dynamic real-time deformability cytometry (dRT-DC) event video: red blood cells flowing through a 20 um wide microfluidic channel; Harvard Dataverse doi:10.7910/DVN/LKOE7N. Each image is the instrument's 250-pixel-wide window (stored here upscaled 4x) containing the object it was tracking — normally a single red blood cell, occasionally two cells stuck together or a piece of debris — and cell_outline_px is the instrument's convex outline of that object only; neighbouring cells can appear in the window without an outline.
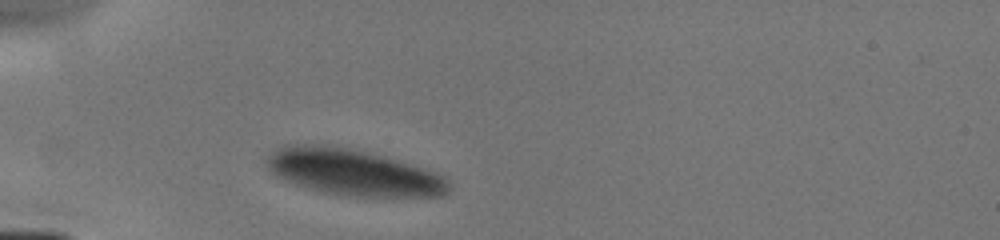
{"species": "human", "species_latin": "Homo sapiens", "temperature_condition": "cold", "stored_images_in_passage": 36, "camera_frame_rate_fps": 3000, "um_per_image_px": 0.085, "donor": {"sex": "male"}, "frame": {"image": 1, "passage_image": 1, "time_ms": 0.0, "image_size_px": [1000, 240], "cell_outline_px": [[452, 192], [444, 196], [340, 196], [320, 192], [284, 180], [276, 176], [268, 168], [268, 156], [276, 148], [284, 144], [332, 144], [372, 152], [424, 168], [436, 172], [444, 176], [452, 184]], "centroid_in_image_um": [30.06, 14.64], "position_along_channel_um": 54.9, "area_um2": 49.88}}
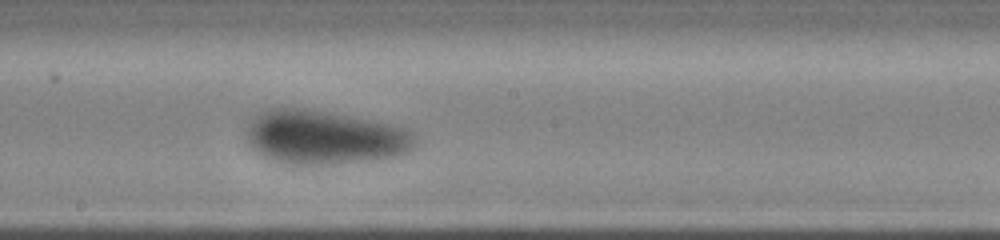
{"frame": {"image": 2, "passage_image": 15, "time_ms": 4.333, "image_size_px": [1000, 240], "cell_outline_px": [[416, 144], [412, 152], [396, 156], [368, 160], [328, 164], [292, 164], [276, 160], [264, 156], [252, 148], [248, 144], [248, 124], [260, 112], [268, 108], [304, 108], [328, 112], [372, 120], [392, 124], [408, 128], [416, 136]], "centroid_in_image_um": [27.64, 11.66], "position_along_channel_um": 220.6, "area_um2": 52.89}}
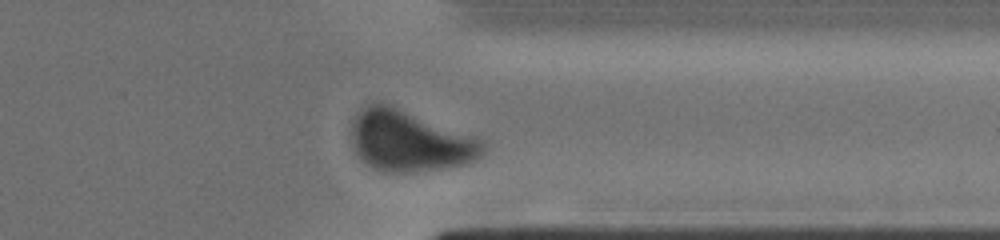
{"frame": {"image": 3, "passage_image": 33, "time_ms": 8.0, "image_size_px": [1000, 240], "cell_outline_px": [[488, 148], [476, 160], [468, 164], [444, 168], [412, 172], [384, 172], [368, 164], [356, 152], [352, 144], [352, 124], [356, 112], [368, 104], [380, 100], [488, 140]], "centroid_in_image_um": [34.9, 11.95], "position_along_channel_um": 376.5, "area_um2": 47.74}}